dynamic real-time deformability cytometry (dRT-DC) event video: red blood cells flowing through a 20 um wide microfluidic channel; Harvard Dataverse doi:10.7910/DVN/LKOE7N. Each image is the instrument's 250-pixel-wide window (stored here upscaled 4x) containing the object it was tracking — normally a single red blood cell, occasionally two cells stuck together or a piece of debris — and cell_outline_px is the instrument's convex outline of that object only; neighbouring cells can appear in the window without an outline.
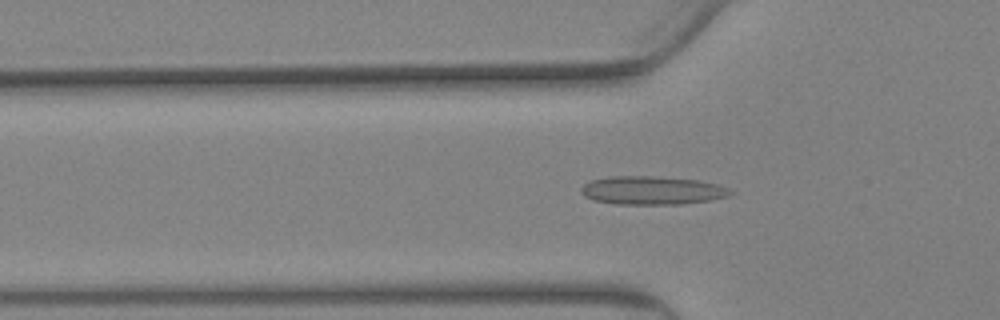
{"species": "Egyptian fruit bat (a non-hibernating species)", "species_latin": "Rousettus aegyptiacus", "temperature_condition": "warm", "stored_images_in_passage": 84, "camera_frame_rate_fps": 3000, "um_per_image_px": 0.085, "animal": {"sex": "female"}, "frame": {"image": 1, "passage_image": 28, "time_ms": 9.0, "image_size_px": [1000, 320], "cell_outline_px": [[732, 192], [728, 196], [708, 200], [684, 204], [616, 204], [592, 200], [584, 196], [580, 192], [580, 188], [584, 184], [592, 180], [612, 176], [652, 176], [696, 180], [716, 184]], "centroid_in_image_um": [55.34, 16.19], "position_along_channel_um": 70.5, "area_um2": 24.45}}
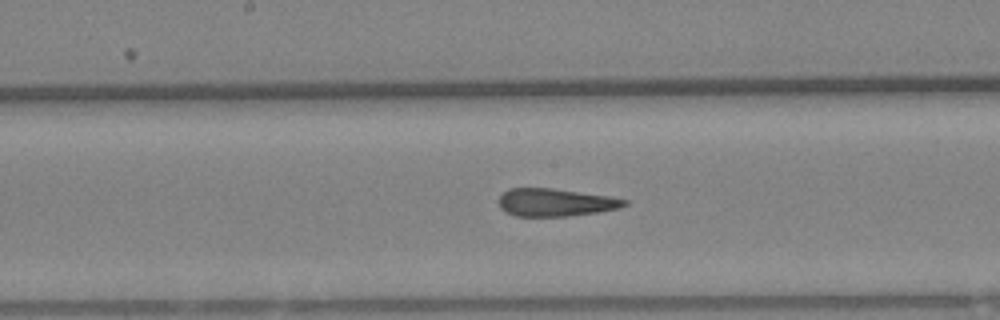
{"frame": {"image": 2, "passage_image": 44, "time_ms": 14.333, "image_size_px": [1000, 320], "cell_outline_px": [[628, 204], [616, 208], [600, 212], [568, 216], [516, 216], [500, 208], [500, 196], [508, 188], [552, 188], [608, 196], [628, 200]], "centroid_in_image_um": [47.21, 17.2], "position_along_channel_um": 201.0, "area_um2": 20.11}}
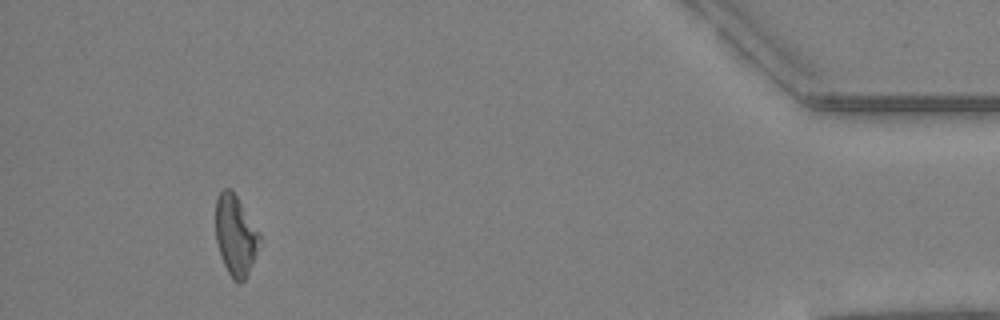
{"frame": {"image": 3, "passage_image": 78, "time_ms": 25.667, "image_size_px": [1000, 320], "cell_outline_px": [[260, 240], [256, 252], [248, 272], [244, 280], [240, 284], [232, 280], [220, 256], [216, 240], [216, 200], [220, 192], [224, 188], [228, 188], [236, 196], [260, 236]], "centroid_in_image_um": [19.98, 20.05], "position_along_channel_um": 415.2, "area_um2": 19.94}, "authors_computed_cell_mechanics": {"area_um2": 21.5016, "velocity_mm_per_s": 2.4551, "shape_relaxation_time_tau1_ms": null, "shape_relaxation_time_tau2_ms": 3.6093, "deformation_change_tau1": null, "deformation_change_tau2": 0.0991}}